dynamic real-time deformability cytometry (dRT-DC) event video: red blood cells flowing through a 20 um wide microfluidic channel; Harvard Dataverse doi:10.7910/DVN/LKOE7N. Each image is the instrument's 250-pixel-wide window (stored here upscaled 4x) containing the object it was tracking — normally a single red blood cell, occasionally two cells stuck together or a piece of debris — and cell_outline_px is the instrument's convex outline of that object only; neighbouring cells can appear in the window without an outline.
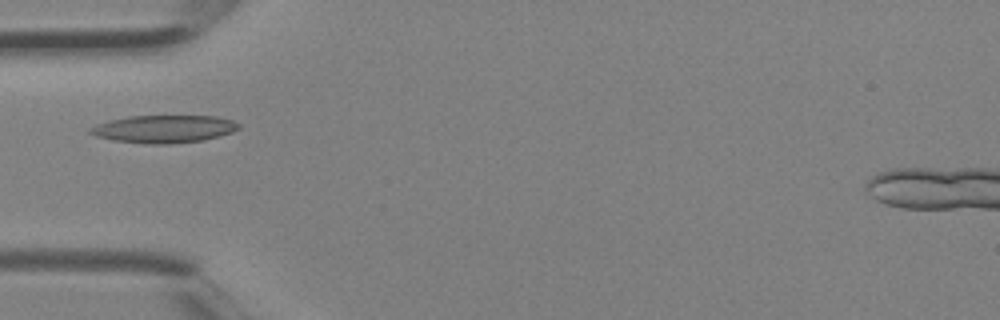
{"species": "Egyptian fruit bat (a non-hibernating species)", "species_latin": "Rousettus aegyptiacus", "temperature_condition": "room temperature", "stored_images_in_passage": 1, "camera_frame_rate_fps": 3000, "um_per_image_px": 0.085, "animal": {"sex": "female"}, "frame": {"image": 1, "passage_image": 1, "time_ms": 0.0, "image_size_px": [1000, 320], "cell_outline_px": [[240, 128], [232, 132], [220, 136], [204, 140], [168, 144], [144, 144], [112, 140], [96, 136], [88, 132], [88, 128], [96, 124], [108, 120], [128, 116], [216, 116], [232, 120], [240, 124]], "centroid_in_image_um": [13.91, 10.96], "position_along_channel_um": 71.1, "area_um2": 24.16}}